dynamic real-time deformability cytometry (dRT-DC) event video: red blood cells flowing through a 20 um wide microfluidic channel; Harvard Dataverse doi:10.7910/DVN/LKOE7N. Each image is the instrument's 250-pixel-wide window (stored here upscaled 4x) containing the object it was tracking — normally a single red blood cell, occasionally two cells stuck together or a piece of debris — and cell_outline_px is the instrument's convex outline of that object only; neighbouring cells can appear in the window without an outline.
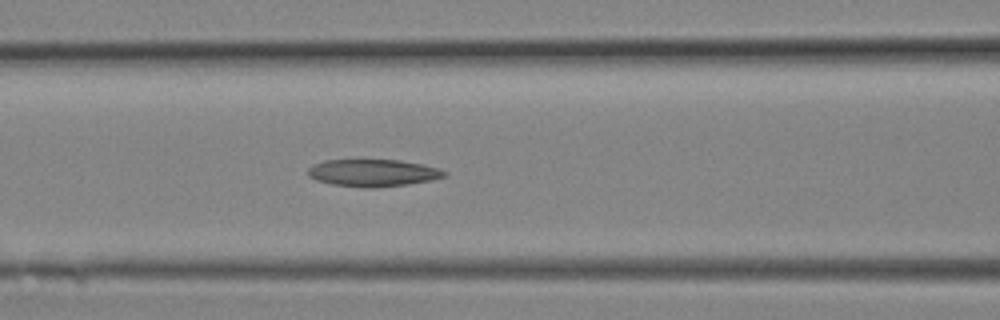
{"species": "Egyptian fruit bat (a non-hibernating species)", "species_latin": "Rousettus aegyptiacus", "temperature_condition": "room temperature", "stored_images_in_passage": 7, "camera_frame_rate_fps": 3000, "um_per_image_px": 0.085, "animal": {"sex": "female"}, "frame": {"image": 1, "passage_image": 7, "time_ms": 2.0, "image_size_px": [1000, 320], "cell_outline_px": [[448, 176], [432, 180], [408, 184], [376, 188], [364, 188], [332, 184], [316, 180], [308, 176], [308, 168], [312, 164], [324, 160], [400, 160], [424, 164], [448, 172]], "centroid_in_image_um": [31.71, 14.7], "position_along_channel_um": 134.9, "area_um2": 21.85}}